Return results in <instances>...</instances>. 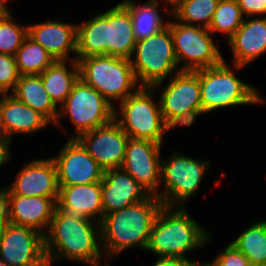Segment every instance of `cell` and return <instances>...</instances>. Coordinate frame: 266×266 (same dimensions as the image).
Masks as SVG:
<instances>
[{"label":"cell","mask_w":266,"mask_h":266,"mask_svg":"<svg viewBox=\"0 0 266 266\" xmlns=\"http://www.w3.org/2000/svg\"><path fill=\"white\" fill-rule=\"evenodd\" d=\"M44 250L48 266L61 258L101 266L100 223L57 207L44 235Z\"/></svg>","instance_id":"1"},{"label":"cell","mask_w":266,"mask_h":266,"mask_svg":"<svg viewBox=\"0 0 266 266\" xmlns=\"http://www.w3.org/2000/svg\"><path fill=\"white\" fill-rule=\"evenodd\" d=\"M136 39L129 10L119 2L92 19L77 24L76 60L109 55L130 60Z\"/></svg>","instance_id":"2"},{"label":"cell","mask_w":266,"mask_h":266,"mask_svg":"<svg viewBox=\"0 0 266 266\" xmlns=\"http://www.w3.org/2000/svg\"><path fill=\"white\" fill-rule=\"evenodd\" d=\"M162 205L158 197L149 195L145 200L103 216L100 234L104 266H109L106 259L126 249L141 247L146 250L153 222Z\"/></svg>","instance_id":"3"},{"label":"cell","mask_w":266,"mask_h":266,"mask_svg":"<svg viewBox=\"0 0 266 266\" xmlns=\"http://www.w3.org/2000/svg\"><path fill=\"white\" fill-rule=\"evenodd\" d=\"M210 240V235L188 214L186 207L162 205L146 250L158 257L187 258L185 253L203 247Z\"/></svg>","instance_id":"4"},{"label":"cell","mask_w":266,"mask_h":266,"mask_svg":"<svg viewBox=\"0 0 266 266\" xmlns=\"http://www.w3.org/2000/svg\"><path fill=\"white\" fill-rule=\"evenodd\" d=\"M198 77L202 114L225 107L256 105L265 102L253 85L235 76L225 60L216 66L198 70Z\"/></svg>","instance_id":"5"},{"label":"cell","mask_w":266,"mask_h":266,"mask_svg":"<svg viewBox=\"0 0 266 266\" xmlns=\"http://www.w3.org/2000/svg\"><path fill=\"white\" fill-rule=\"evenodd\" d=\"M156 92L153 87L140 86L119 103V110L114 108V120L130 138L162 144L163 136L171 130L161 114L159 100L152 99Z\"/></svg>","instance_id":"6"},{"label":"cell","mask_w":266,"mask_h":266,"mask_svg":"<svg viewBox=\"0 0 266 266\" xmlns=\"http://www.w3.org/2000/svg\"><path fill=\"white\" fill-rule=\"evenodd\" d=\"M79 78L95 88L114 107L133 94L138 84L130 60L109 55L81 58Z\"/></svg>","instance_id":"7"},{"label":"cell","mask_w":266,"mask_h":266,"mask_svg":"<svg viewBox=\"0 0 266 266\" xmlns=\"http://www.w3.org/2000/svg\"><path fill=\"white\" fill-rule=\"evenodd\" d=\"M133 54L130 62L140 86L160 89L164 80L178 68L172 34L167 26L155 35L137 41Z\"/></svg>","instance_id":"8"},{"label":"cell","mask_w":266,"mask_h":266,"mask_svg":"<svg viewBox=\"0 0 266 266\" xmlns=\"http://www.w3.org/2000/svg\"><path fill=\"white\" fill-rule=\"evenodd\" d=\"M164 86L159 102L165 123L170 128L192 126L197 116L202 115L198 70L179 71L178 68Z\"/></svg>","instance_id":"9"},{"label":"cell","mask_w":266,"mask_h":266,"mask_svg":"<svg viewBox=\"0 0 266 266\" xmlns=\"http://www.w3.org/2000/svg\"><path fill=\"white\" fill-rule=\"evenodd\" d=\"M59 108L61 109L55 124L59 127L61 117L68 115L75 126V133L70 139H77L81 134L106 125L114 119L115 107L81 78L74 83L71 93Z\"/></svg>","instance_id":"10"},{"label":"cell","mask_w":266,"mask_h":266,"mask_svg":"<svg viewBox=\"0 0 266 266\" xmlns=\"http://www.w3.org/2000/svg\"><path fill=\"white\" fill-rule=\"evenodd\" d=\"M209 165V160H196L177 152L162 159L161 184L165 188L159 190V199L163 205L185 207L184 202L197 193Z\"/></svg>","instance_id":"11"},{"label":"cell","mask_w":266,"mask_h":266,"mask_svg":"<svg viewBox=\"0 0 266 266\" xmlns=\"http://www.w3.org/2000/svg\"><path fill=\"white\" fill-rule=\"evenodd\" d=\"M169 20L179 71H196L220 64L224 58L208 28Z\"/></svg>","instance_id":"12"},{"label":"cell","mask_w":266,"mask_h":266,"mask_svg":"<svg viewBox=\"0 0 266 266\" xmlns=\"http://www.w3.org/2000/svg\"><path fill=\"white\" fill-rule=\"evenodd\" d=\"M0 260L9 266H48L44 235L30 227L7 224L0 238Z\"/></svg>","instance_id":"13"},{"label":"cell","mask_w":266,"mask_h":266,"mask_svg":"<svg viewBox=\"0 0 266 266\" xmlns=\"http://www.w3.org/2000/svg\"><path fill=\"white\" fill-rule=\"evenodd\" d=\"M161 144L148 139L129 138L121 168L131 175L149 195L159 198L161 182Z\"/></svg>","instance_id":"14"},{"label":"cell","mask_w":266,"mask_h":266,"mask_svg":"<svg viewBox=\"0 0 266 266\" xmlns=\"http://www.w3.org/2000/svg\"><path fill=\"white\" fill-rule=\"evenodd\" d=\"M58 155L52 157L58 186L102 182L104 169L77 139H69Z\"/></svg>","instance_id":"15"},{"label":"cell","mask_w":266,"mask_h":266,"mask_svg":"<svg viewBox=\"0 0 266 266\" xmlns=\"http://www.w3.org/2000/svg\"><path fill=\"white\" fill-rule=\"evenodd\" d=\"M129 138L113 119L106 125L81 134L77 140L105 171L121 168Z\"/></svg>","instance_id":"16"},{"label":"cell","mask_w":266,"mask_h":266,"mask_svg":"<svg viewBox=\"0 0 266 266\" xmlns=\"http://www.w3.org/2000/svg\"><path fill=\"white\" fill-rule=\"evenodd\" d=\"M7 187L12 195L25 197H59L57 170L52 158L36 159L26 163Z\"/></svg>","instance_id":"17"},{"label":"cell","mask_w":266,"mask_h":266,"mask_svg":"<svg viewBox=\"0 0 266 266\" xmlns=\"http://www.w3.org/2000/svg\"><path fill=\"white\" fill-rule=\"evenodd\" d=\"M103 216L145 200L149 194L122 168L104 171L101 182Z\"/></svg>","instance_id":"18"},{"label":"cell","mask_w":266,"mask_h":266,"mask_svg":"<svg viewBox=\"0 0 266 266\" xmlns=\"http://www.w3.org/2000/svg\"><path fill=\"white\" fill-rule=\"evenodd\" d=\"M233 68L242 69L266 52V17L245 18L228 40Z\"/></svg>","instance_id":"19"},{"label":"cell","mask_w":266,"mask_h":266,"mask_svg":"<svg viewBox=\"0 0 266 266\" xmlns=\"http://www.w3.org/2000/svg\"><path fill=\"white\" fill-rule=\"evenodd\" d=\"M28 36L40 44L55 60H67L70 52L76 54L77 25L49 20L28 25Z\"/></svg>","instance_id":"20"},{"label":"cell","mask_w":266,"mask_h":266,"mask_svg":"<svg viewBox=\"0 0 266 266\" xmlns=\"http://www.w3.org/2000/svg\"><path fill=\"white\" fill-rule=\"evenodd\" d=\"M57 207L100 223L103 219L101 182L59 186Z\"/></svg>","instance_id":"21"},{"label":"cell","mask_w":266,"mask_h":266,"mask_svg":"<svg viewBox=\"0 0 266 266\" xmlns=\"http://www.w3.org/2000/svg\"><path fill=\"white\" fill-rule=\"evenodd\" d=\"M57 202L50 197L11 196V224L30 227L45 235Z\"/></svg>","instance_id":"22"},{"label":"cell","mask_w":266,"mask_h":266,"mask_svg":"<svg viewBox=\"0 0 266 266\" xmlns=\"http://www.w3.org/2000/svg\"><path fill=\"white\" fill-rule=\"evenodd\" d=\"M0 110L9 139H12L14 134H32L51 123L44 115L19 101L11 93L3 95Z\"/></svg>","instance_id":"23"},{"label":"cell","mask_w":266,"mask_h":266,"mask_svg":"<svg viewBox=\"0 0 266 266\" xmlns=\"http://www.w3.org/2000/svg\"><path fill=\"white\" fill-rule=\"evenodd\" d=\"M19 101L40 112L55 124L59 110L44 88L40 74L21 75L11 93Z\"/></svg>","instance_id":"24"},{"label":"cell","mask_w":266,"mask_h":266,"mask_svg":"<svg viewBox=\"0 0 266 266\" xmlns=\"http://www.w3.org/2000/svg\"><path fill=\"white\" fill-rule=\"evenodd\" d=\"M69 62L72 64L69 70L67 60H55L40 74L44 88L56 106L65 102L74 83L79 79L78 61L72 57Z\"/></svg>","instance_id":"25"},{"label":"cell","mask_w":266,"mask_h":266,"mask_svg":"<svg viewBox=\"0 0 266 266\" xmlns=\"http://www.w3.org/2000/svg\"><path fill=\"white\" fill-rule=\"evenodd\" d=\"M130 12L133 25V33L137 41L144 40L162 31L168 24L159 14L158 0H147L145 4H137L135 0L121 2Z\"/></svg>","instance_id":"26"},{"label":"cell","mask_w":266,"mask_h":266,"mask_svg":"<svg viewBox=\"0 0 266 266\" xmlns=\"http://www.w3.org/2000/svg\"><path fill=\"white\" fill-rule=\"evenodd\" d=\"M219 0H175L172 9L164 7L180 23L209 28ZM197 23V24H194Z\"/></svg>","instance_id":"27"},{"label":"cell","mask_w":266,"mask_h":266,"mask_svg":"<svg viewBox=\"0 0 266 266\" xmlns=\"http://www.w3.org/2000/svg\"><path fill=\"white\" fill-rule=\"evenodd\" d=\"M249 262L266 266V220L257 221L230 242Z\"/></svg>","instance_id":"28"},{"label":"cell","mask_w":266,"mask_h":266,"mask_svg":"<svg viewBox=\"0 0 266 266\" xmlns=\"http://www.w3.org/2000/svg\"><path fill=\"white\" fill-rule=\"evenodd\" d=\"M15 58L20 76L41 74L55 61L45 48L29 36L17 50Z\"/></svg>","instance_id":"29"},{"label":"cell","mask_w":266,"mask_h":266,"mask_svg":"<svg viewBox=\"0 0 266 266\" xmlns=\"http://www.w3.org/2000/svg\"><path fill=\"white\" fill-rule=\"evenodd\" d=\"M244 17L237 0H219L208 30L224 33L229 40L242 25Z\"/></svg>","instance_id":"30"},{"label":"cell","mask_w":266,"mask_h":266,"mask_svg":"<svg viewBox=\"0 0 266 266\" xmlns=\"http://www.w3.org/2000/svg\"><path fill=\"white\" fill-rule=\"evenodd\" d=\"M12 12L7 11L0 18V54L15 56L28 37V25L15 23Z\"/></svg>","instance_id":"31"},{"label":"cell","mask_w":266,"mask_h":266,"mask_svg":"<svg viewBox=\"0 0 266 266\" xmlns=\"http://www.w3.org/2000/svg\"><path fill=\"white\" fill-rule=\"evenodd\" d=\"M19 76L15 56L0 54V89L5 94L12 93Z\"/></svg>","instance_id":"32"},{"label":"cell","mask_w":266,"mask_h":266,"mask_svg":"<svg viewBox=\"0 0 266 266\" xmlns=\"http://www.w3.org/2000/svg\"><path fill=\"white\" fill-rule=\"evenodd\" d=\"M249 260L231 243L210 263L209 266H246Z\"/></svg>","instance_id":"33"},{"label":"cell","mask_w":266,"mask_h":266,"mask_svg":"<svg viewBox=\"0 0 266 266\" xmlns=\"http://www.w3.org/2000/svg\"><path fill=\"white\" fill-rule=\"evenodd\" d=\"M237 2L246 18L266 15V0H237Z\"/></svg>","instance_id":"34"},{"label":"cell","mask_w":266,"mask_h":266,"mask_svg":"<svg viewBox=\"0 0 266 266\" xmlns=\"http://www.w3.org/2000/svg\"><path fill=\"white\" fill-rule=\"evenodd\" d=\"M11 196L8 187L0 190V218L7 224H11Z\"/></svg>","instance_id":"35"},{"label":"cell","mask_w":266,"mask_h":266,"mask_svg":"<svg viewBox=\"0 0 266 266\" xmlns=\"http://www.w3.org/2000/svg\"><path fill=\"white\" fill-rule=\"evenodd\" d=\"M194 260L179 257H158L153 266H193Z\"/></svg>","instance_id":"36"},{"label":"cell","mask_w":266,"mask_h":266,"mask_svg":"<svg viewBox=\"0 0 266 266\" xmlns=\"http://www.w3.org/2000/svg\"><path fill=\"white\" fill-rule=\"evenodd\" d=\"M12 139L9 138H0V167L10 161V143Z\"/></svg>","instance_id":"37"},{"label":"cell","mask_w":266,"mask_h":266,"mask_svg":"<svg viewBox=\"0 0 266 266\" xmlns=\"http://www.w3.org/2000/svg\"><path fill=\"white\" fill-rule=\"evenodd\" d=\"M0 138H7L5 128L3 126L2 113L0 110Z\"/></svg>","instance_id":"38"},{"label":"cell","mask_w":266,"mask_h":266,"mask_svg":"<svg viewBox=\"0 0 266 266\" xmlns=\"http://www.w3.org/2000/svg\"><path fill=\"white\" fill-rule=\"evenodd\" d=\"M8 11V8L0 1V18Z\"/></svg>","instance_id":"39"},{"label":"cell","mask_w":266,"mask_h":266,"mask_svg":"<svg viewBox=\"0 0 266 266\" xmlns=\"http://www.w3.org/2000/svg\"><path fill=\"white\" fill-rule=\"evenodd\" d=\"M6 225H7V223L0 218V238L4 232Z\"/></svg>","instance_id":"40"},{"label":"cell","mask_w":266,"mask_h":266,"mask_svg":"<svg viewBox=\"0 0 266 266\" xmlns=\"http://www.w3.org/2000/svg\"><path fill=\"white\" fill-rule=\"evenodd\" d=\"M193 266H209V265L207 264V262H204V263L198 262V263L194 264Z\"/></svg>","instance_id":"41"},{"label":"cell","mask_w":266,"mask_h":266,"mask_svg":"<svg viewBox=\"0 0 266 266\" xmlns=\"http://www.w3.org/2000/svg\"><path fill=\"white\" fill-rule=\"evenodd\" d=\"M175 0H165V2L169 5V7L171 6V3L174 2Z\"/></svg>","instance_id":"42"},{"label":"cell","mask_w":266,"mask_h":266,"mask_svg":"<svg viewBox=\"0 0 266 266\" xmlns=\"http://www.w3.org/2000/svg\"><path fill=\"white\" fill-rule=\"evenodd\" d=\"M0 266H9V265L5 263L4 261L0 260Z\"/></svg>","instance_id":"43"},{"label":"cell","mask_w":266,"mask_h":266,"mask_svg":"<svg viewBox=\"0 0 266 266\" xmlns=\"http://www.w3.org/2000/svg\"><path fill=\"white\" fill-rule=\"evenodd\" d=\"M0 1L7 7L6 4H8L7 2L10 1V0H0Z\"/></svg>","instance_id":"44"},{"label":"cell","mask_w":266,"mask_h":266,"mask_svg":"<svg viewBox=\"0 0 266 266\" xmlns=\"http://www.w3.org/2000/svg\"><path fill=\"white\" fill-rule=\"evenodd\" d=\"M246 266H259V265L251 263V262H248V264Z\"/></svg>","instance_id":"45"},{"label":"cell","mask_w":266,"mask_h":266,"mask_svg":"<svg viewBox=\"0 0 266 266\" xmlns=\"http://www.w3.org/2000/svg\"><path fill=\"white\" fill-rule=\"evenodd\" d=\"M5 93L0 89V95L3 96ZM3 97H0V101L2 100Z\"/></svg>","instance_id":"46"}]
</instances>
